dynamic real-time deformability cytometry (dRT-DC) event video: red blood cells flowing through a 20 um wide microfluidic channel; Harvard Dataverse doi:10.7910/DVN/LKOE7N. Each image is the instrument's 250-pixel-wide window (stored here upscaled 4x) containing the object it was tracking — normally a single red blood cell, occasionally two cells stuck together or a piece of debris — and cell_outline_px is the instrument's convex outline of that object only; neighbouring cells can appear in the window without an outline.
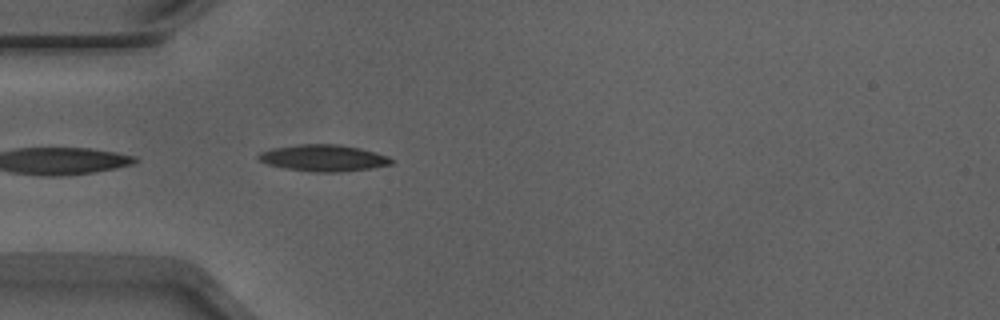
{"species": "Egyptian fruit bat (a non-hibernating species)", "species_latin": "Rousettus aegyptiacus", "temperature_condition": "warm", "stored_images_in_passage": 37, "camera_frame_rate_fps": 3000, "um_per_image_px": 0.085, "animal": {"sex": "male"}, "frame": {"image": 1, "passage_image": 1, "time_ms": 0.0, "image_size_px": [1000, 320], "cell_outline_px": [[392, 164], [368, 168], [340, 172], [312, 172], [284, 168], [268, 164], [260, 160], [256, 156], [260, 152], [272, 148], [300, 144], [340, 144], [360, 148], [376, 152], [388, 156], [392, 160]], "centroid_in_image_um": [27.47, 13.42], "position_along_channel_um": 57.5, "area_um2": 20.52}}
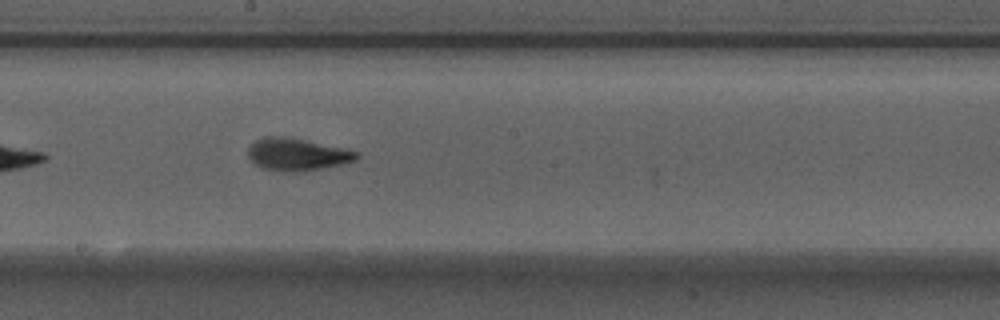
{"frame": {"image": 2, "passage_image": 14, "time_ms": 4.333, "image_size_px": [1000, 320], "cell_outline_px": [[360, 156], [356, 160], [340, 164], [320, 168], [296, 172], [280, 172], [264, 168], [256, 164], [248, 156], [248, 148], [256, 140], [264, 136], [284, 136], [360, 152]], "centroid_in_image_um": [25.23, 13.13], "position_along_channel_um": 223.0, "area_um2": 20.11}}
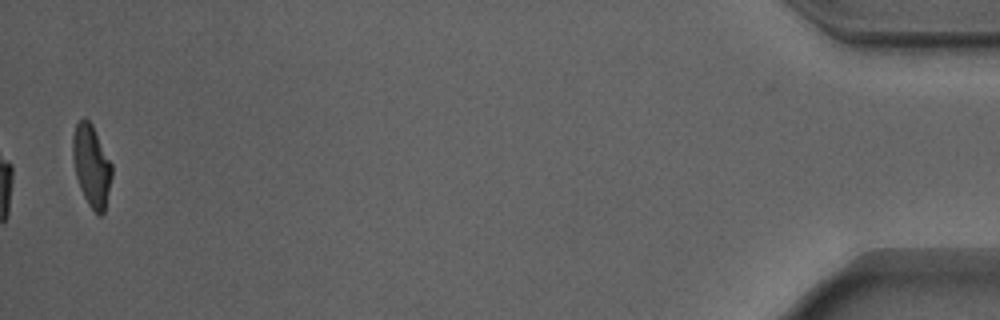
{"frame": {"image": 3, "passage_image": 37, "time_ms": 12.0, "image_size_px": [1000, 320], "cell_outline_px": [[112, 176], [104, 212], [100, 216], [88, 204], [80, 188], [76, 176], [72, 156], [72, 136], [76, 124], [84, 116], [92, 124], [112, 164]], "centroid_in_image_um": [7.77, 14.06], "position_along_channel_um": 427.4, "area_um2": 18.55}, "authors_computed_cell_mechanics": {"area_um2": 19.7098, "velocity_mm_per_s": 3.9098, "shape_relaxation_time_tau1_ms": 4.3141, "shape_relaxation_time_tau2_ms": 1.3559, "deformation_change_tau1": 0.1867, "deformation_change_tau2": 0.0877}}